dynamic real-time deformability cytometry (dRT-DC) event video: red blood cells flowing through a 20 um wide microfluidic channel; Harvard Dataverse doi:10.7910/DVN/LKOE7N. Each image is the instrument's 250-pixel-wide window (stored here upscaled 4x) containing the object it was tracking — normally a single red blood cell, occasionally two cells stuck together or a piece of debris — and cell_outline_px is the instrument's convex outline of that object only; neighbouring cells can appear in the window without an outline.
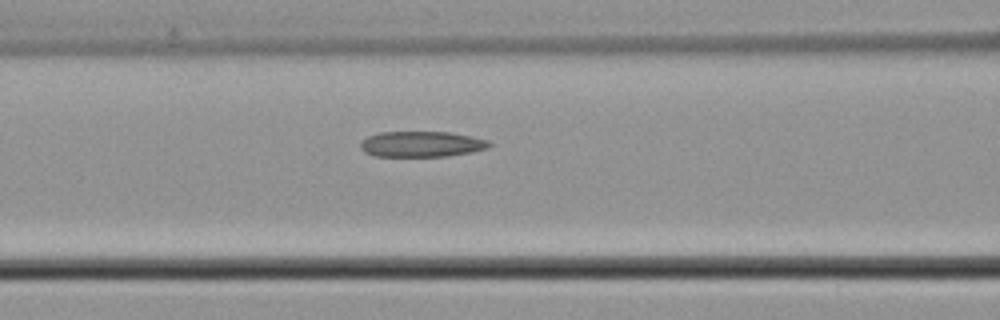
{"species": "common noctule bat (a hibernating species)", "species_latin": "Nyctalus noctula", "temperature_condition": "cold", "stored_images_in_passage": 19, "camera_frame_rate_fps": 3000, "um_per_image_px": 0.085, "animal": {"sex": "male", "body_mass_g": 21.5, "forearm_length_mm": 52.0}, "frame": {"image": 1, "passage_image": 11, "time_ms": 3.333, "image_size_px": [1000, 320], "cell_outline_px": [[492, 144], [488, 148], [472, 152], [448, 156], [372, 156], [364, 152], [360, 148], [360, 140], [368, 136], [380, 132], [448, 132], [472, 136], [488, 140]], "centroid_in_image_um": [35.81, 12.25], "position_along_channel_um": 130.8, "area_um2": 19.42}}
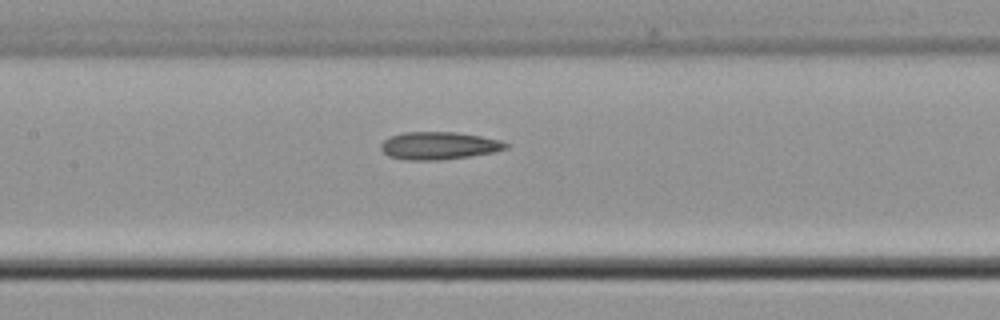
{"frame": {"image": 2, "passage_image": 14, "time_ms": 4.333, "image_size_px": [1000, 320], "cell_outline_px": [[508, 148], [492, 152], [468, 156], [440, 160], [404, 160], [388, 156], [380, 148], [380, 144], [384, 140], [392, 136], [404, 132], [456, 132], [480, 136], [500, 140], [508, 144]], "centroid_in_image_um": [37.27, 12.38], "position_along_channel_um": 170.1, "area_um2": 20.0}}